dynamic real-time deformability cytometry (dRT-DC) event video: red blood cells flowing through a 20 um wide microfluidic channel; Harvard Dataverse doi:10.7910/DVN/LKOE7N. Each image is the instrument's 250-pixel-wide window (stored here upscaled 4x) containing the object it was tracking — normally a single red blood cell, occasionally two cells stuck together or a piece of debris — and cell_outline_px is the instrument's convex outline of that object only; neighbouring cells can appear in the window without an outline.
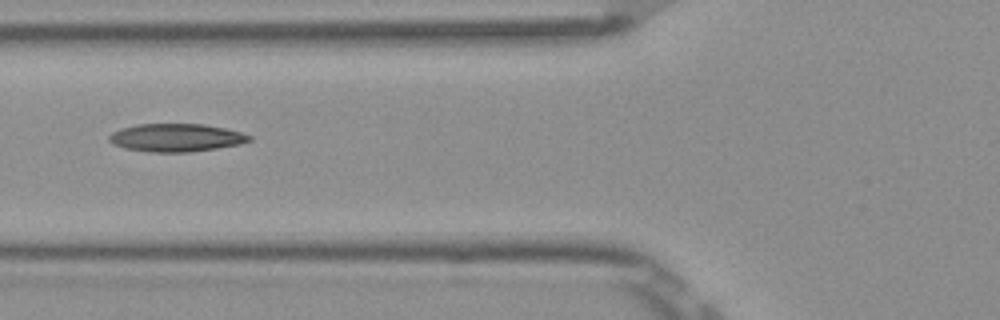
{"species": "Egyptian fruit bat (a non-hibernating species)", "species_latin": "Rousettus aegyptiacus", "temperature_condition": "room temperature", "stored_images_in_passage": 6, "camera_frame_rate_fps": 3000, "um_per_image_px": 0.085, "frame": {"image": 1, "passage_image": 6, "time_ms": 1.667, "image_size_px": [1000, 320], "cell_outline_px": [[252, 140], [240, 144], [216, 148], [188, 152], [152, 152], [124, 148], [112, 144], [108, 140], [108, 136], [112, 132], [120, 128], [136, 124], [204, 124], [224, 128], [240, 132], [252, 136]], "centroid_in_image_um": [14.94, 11.7], "position_along_channel_um": 110.9, "area_um2": 22.89}}